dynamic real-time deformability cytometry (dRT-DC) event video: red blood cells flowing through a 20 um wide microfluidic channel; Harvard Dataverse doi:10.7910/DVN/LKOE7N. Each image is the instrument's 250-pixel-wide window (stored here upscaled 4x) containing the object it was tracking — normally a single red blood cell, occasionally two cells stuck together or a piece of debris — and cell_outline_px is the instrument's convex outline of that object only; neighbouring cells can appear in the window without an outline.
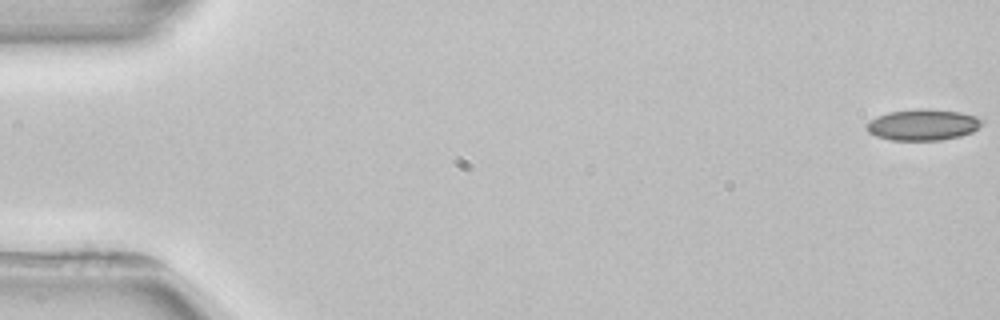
{"species": "common noctule bat (a hibernating species)", "species_latin": "Nyctalus noctula", "temperature_condition": "room temperature", "stored_images_in_passage": 5, "camera_frame_rate_fps": 3000, "um_per_image_px": 0.085, "animal": {"sex": "female", "body_mass_g": 22.7, "forearm_length_mm": 54.2}, "frame": {"image": 1, "passage_image": 1, "time_ms": 0.0, "image_size_px": [1000, 320], "cell_outline_px": [[984, 120], [972, 132], [960, 136], [940, 140], [892, 140], [876, 136], [868, 132], [864, 128], [864, 124], [868, 120], [876, 116], [888, 112], [916, 108], [924, 108], [960, 112], [976, 116]], "centroid_in_image_um": [78.37, 10.59], "position_along_channel_um": 6.6, "area_um2": 21.15}}
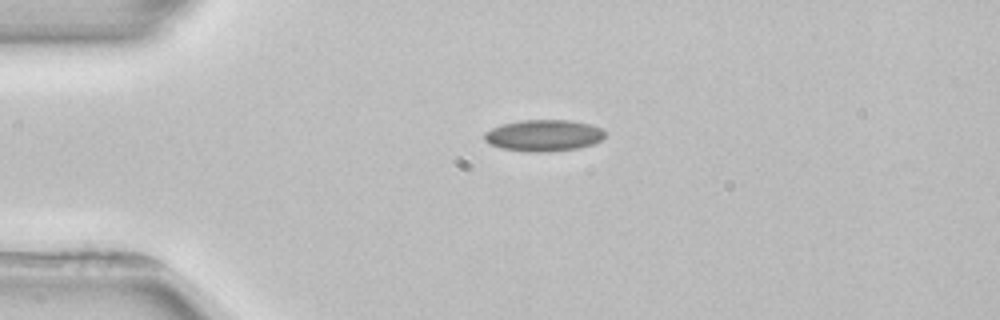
{"frame": {"image": 2, "passage_image": 3, "time_ms": 4.0, "image_size_px": [1000, 320], "cell_outline_px": [[604, 136], [600, 140], [592, 144], [576, 148], [544, 152], [524, 152], [500, 148], [488, 144], [484, 140], [484, 132], [492, 128], [504, 124], [520, 120], [572, 120], [592, 124], [600, 128], [604, 132]], "centroid_in_image_um": [46.17, 11.51], "position_along_channel_um": 38.8, "area_um2": 22.2}}